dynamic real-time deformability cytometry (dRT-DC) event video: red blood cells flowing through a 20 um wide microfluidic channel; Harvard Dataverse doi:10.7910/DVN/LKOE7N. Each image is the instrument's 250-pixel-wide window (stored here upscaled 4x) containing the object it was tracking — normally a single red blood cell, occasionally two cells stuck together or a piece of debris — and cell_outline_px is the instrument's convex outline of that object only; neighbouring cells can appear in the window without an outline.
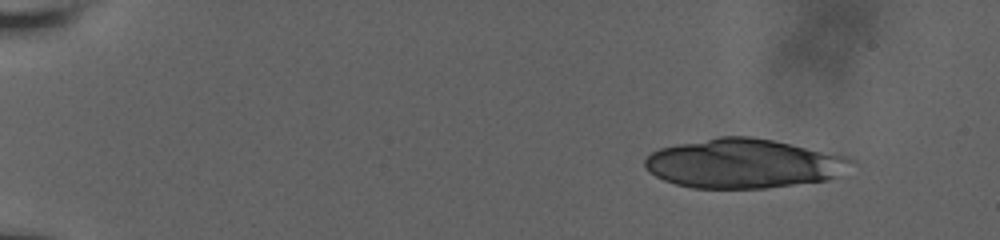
{"species": "human", "species_latin": "Homo sapiens", "temperature_condition": "room temperature", "stored_images_in_passage": 8, "camera_frame_rate_fps": 3000, "um_per_image_px": 0.085, "donor": {"sex": "male"}, "frame": {"image": 1, "passage_image": 2, "time_ms": 0.667, "image_size_px": [1000, 240], "cell_outline_px": [[856, 164], [840, 176], [828, 180], [764, 188], [692, 188], [676, 184], [664, 180], [648, 172], [644, 168], [644, 160], [652, 152], [660, 148], [720, 136], [752, 136], [836, 152], [848, 156], [856, 160]], "centroid_in_image_um": [63.3, 13.89], "position_along_channel_um": 21.7, "area_um2": 59.94}}